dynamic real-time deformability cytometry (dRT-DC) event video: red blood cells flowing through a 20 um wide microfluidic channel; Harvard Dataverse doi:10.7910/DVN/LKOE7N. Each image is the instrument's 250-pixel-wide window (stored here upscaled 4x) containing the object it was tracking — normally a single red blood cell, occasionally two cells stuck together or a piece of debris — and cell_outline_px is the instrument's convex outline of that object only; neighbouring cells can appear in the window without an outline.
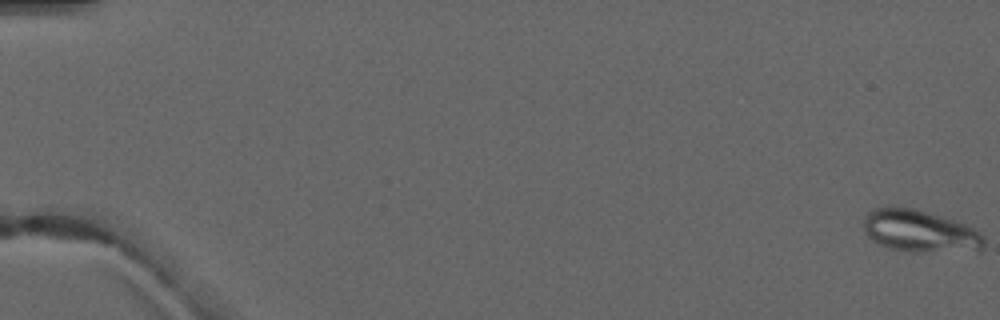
{"species": "common noctule bat (a hibernating species)", "species_latin": "Nyctalus noctula", "temperature_condition": "warm", "stored_images_in_passage": 6, "camera_frame_rate_fps": 3000, "um_per_image_px": 0.085, "animal": {"sex": "male", "forearm_length_mm": 52.5}, "frame": {"image": 1, "passage_image": 1, "time_ms": 0.0, "image_size_px": [1000, 320], "cell_outline_px": [[984, 248], [980, 252], [912, 252], [888, 248], [872, 240], [864, 232], [864, 216], [872, 208], [916, 208], [968, 224], [980, 232], [984, 236]], "centroid_in_image_um": [78.27, 19.68], "position_along_channel_um": 6.7, "area_um2": 30.17}}